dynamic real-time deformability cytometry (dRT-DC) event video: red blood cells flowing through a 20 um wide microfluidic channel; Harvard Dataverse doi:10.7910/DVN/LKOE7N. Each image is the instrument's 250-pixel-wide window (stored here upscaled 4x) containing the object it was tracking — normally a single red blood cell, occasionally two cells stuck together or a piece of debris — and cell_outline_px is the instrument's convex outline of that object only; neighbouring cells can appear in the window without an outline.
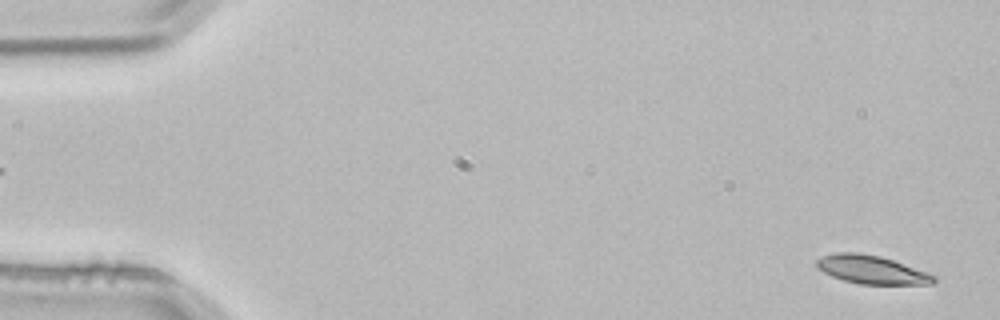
{"species": "common noctule bat (a hibernating species)", "species_latin": "Nyctalus noctula", "temperature_condition": "room temperature", "stored_images_in_passage": 53, "camera_frame_rate_fps": 3000, "um_per_image_px": 0.085, "animal": {"sex": "male", "body_mass_g": 21.5, "forearm_length_mm": 52.0}, "frame": {"image": 1, "passage_image": 2, "time_ms": 0.333, "image_size_px": [1000, 320], "cell_outline_px": [[940, 280], [932, 284], [860, 284], [844, 280], [832, 276], [816, 268], [816, 260], [820, 256], [836, 252], [856, 252], [880, 256], [892, 260], [936, 276]], "centroid_in_image_um": [74.06, 22.92], "position_along_channel_um": 10.9, "area_um2": 19.31}}
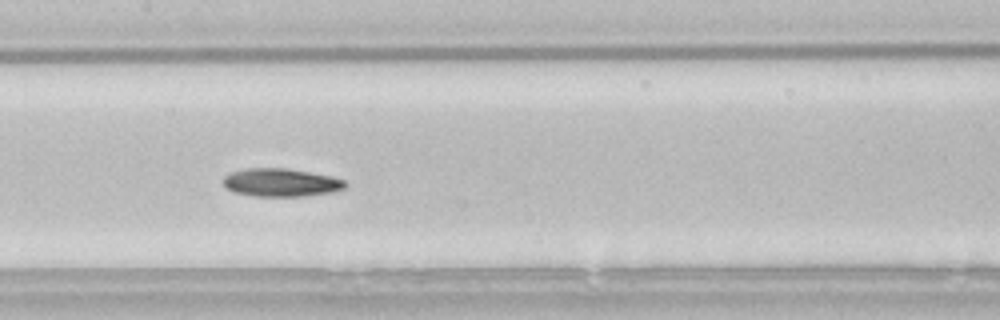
{"frame": {"image": 2, "passage_image": 26, "time_ms": 8.333, "image_size_px": [1000, 320], "cell_outline_px": [[348, 184], [344, 188], [328, 192], [304, 196], [256, 196], [236, 192], [228, 188], [224, 184], [224, 176], [228, 172], [248, 168], [288, 168], [328, 176], [344, 180]], "centroid_in_image_um": [23.85, 15.5], "position_along_channel_um": 183.5, "area_um2": 19.65}}
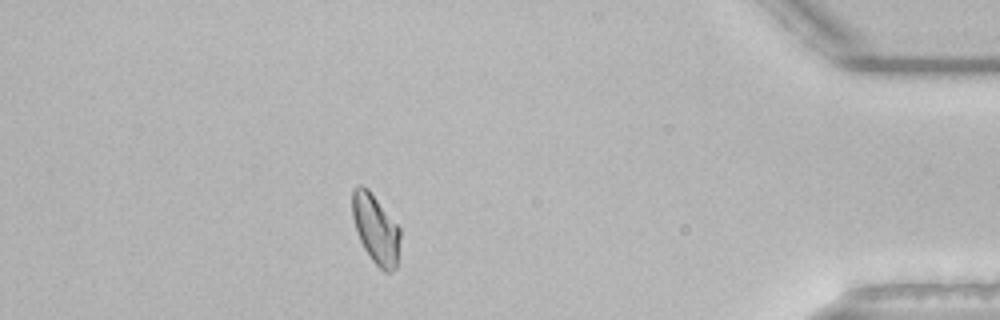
{"frame": {"image": 3, "passage_image": 47, "time_ms": 15.333, "image_size_px": [1000, 320], "cell_outline_px": [[400, 236], [396, 268], [392, 272], [384, 272], [372, 260], [364, 248], [360, 240], [352, 216], [352, 192], [360, 184], [368, 188], [400, 228]], "centroid_in_image_um": [31.94, 19.47], "position_along_channel_um": 403.3, "area_um2": 19.07}, "authors_computed_cell_mechanics": {"area_um2": 19.4786, "velocity_mm_per_s": 3.8051, "shape_relaxation_time_tau1_ms": 8.9116, "shape_relaxation_time_tau2_ms": 3.3921, "deformation_change_tau1": 0.172, "deformation_change_tau2": 0.0913}}